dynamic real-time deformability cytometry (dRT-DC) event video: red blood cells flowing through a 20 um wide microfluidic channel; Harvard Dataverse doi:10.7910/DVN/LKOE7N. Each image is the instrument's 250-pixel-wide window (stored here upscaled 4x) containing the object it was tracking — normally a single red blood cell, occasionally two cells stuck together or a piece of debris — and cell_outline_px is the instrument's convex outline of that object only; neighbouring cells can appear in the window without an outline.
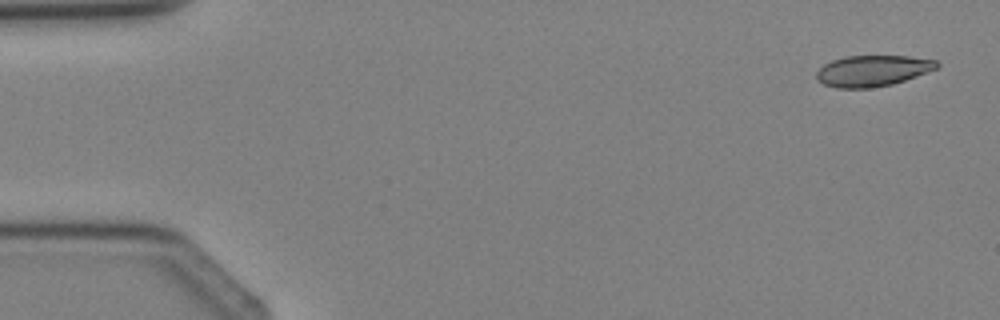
{"species": "Egyptian fruit bat (a non-hibernating species)", "species_latin": "Rousettus aegyptiacus", "temperature_condition": "cold", "stored_images_in_passage": 4, "camera_frame_rate_fps": 3000, "um_per_image_px": 0.085, "animal": {"sex": "female"}, "frame": {"image": 1, "passage_image": 1, "time_ms": 0.0, "image_size_px": [1000, 320], "cell_outline_px": [[940, 64], [936, 68], [916, 76], [892, 84], [868, 88], [836, 88], [824, 84], [816, 80], [816, 72], [824, 64], [832, 60], [844, 56], [908, 56], [936, 60]], "centroid_in_image_um": [74.13, 6.01], "position_along_channel_um": 10.9, "area_um2": 21.68}}